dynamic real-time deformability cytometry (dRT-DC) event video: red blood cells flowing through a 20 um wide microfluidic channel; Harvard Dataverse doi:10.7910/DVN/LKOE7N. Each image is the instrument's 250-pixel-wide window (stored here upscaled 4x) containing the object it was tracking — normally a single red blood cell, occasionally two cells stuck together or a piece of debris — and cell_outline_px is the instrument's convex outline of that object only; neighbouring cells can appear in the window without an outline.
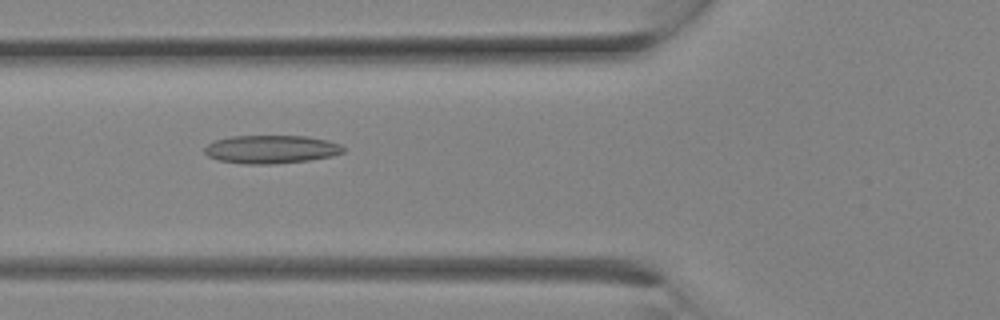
{"species": "Egyptian fruit bat (a non-hibernating species)", "species_latin": "Rousettus aegyptiacus", "temperature_condition": "room temperature", "stored_images_in_passage": 8, "camera_frame_rate_fps": 3000, "um_per_image_px": 0.085, "animal": {"sex": "female"}, "frame": {"image": 1, "passage_image": 5, "time_ms": 1.333, "image_size_px": [1000, 320], "cell_outline_px": [[344, 152], [332, 156], [308, 160], [272, 164], [244, 164], [216, 160], [208, 156], [204, 152], [204, 148], [208, 144], [216, 140], [232, 136], [308, 136], [328, 140], [340, 144], [344, 148]], "centroid_in_image_um": [23.04, 12.69], "position_along_channel_um": 102.8, "area_um2": 22.89}}
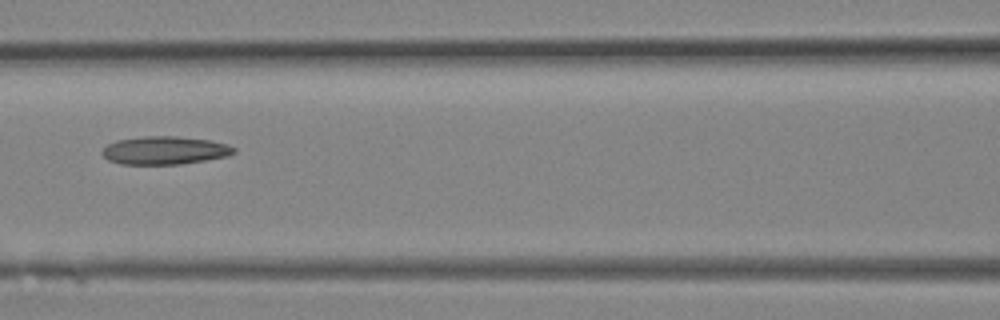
{"frame": {"image": 2, "passage_image": 7, "time_ms": 2.0, "image_size_px": [1000, 320], "cell_outline_px": [[236, 152], [228, 156], [180, 164], [120, 164], [108, 160], [100, 152], [108, 144], [116, 140], [144, 136], [176, 136], [208, 140], [228, 144], [236, 148]], "centroid_in_image_um": [14.0, 12.78], "position_along_channel_um": 152.6, "area_um2": 21.56}}